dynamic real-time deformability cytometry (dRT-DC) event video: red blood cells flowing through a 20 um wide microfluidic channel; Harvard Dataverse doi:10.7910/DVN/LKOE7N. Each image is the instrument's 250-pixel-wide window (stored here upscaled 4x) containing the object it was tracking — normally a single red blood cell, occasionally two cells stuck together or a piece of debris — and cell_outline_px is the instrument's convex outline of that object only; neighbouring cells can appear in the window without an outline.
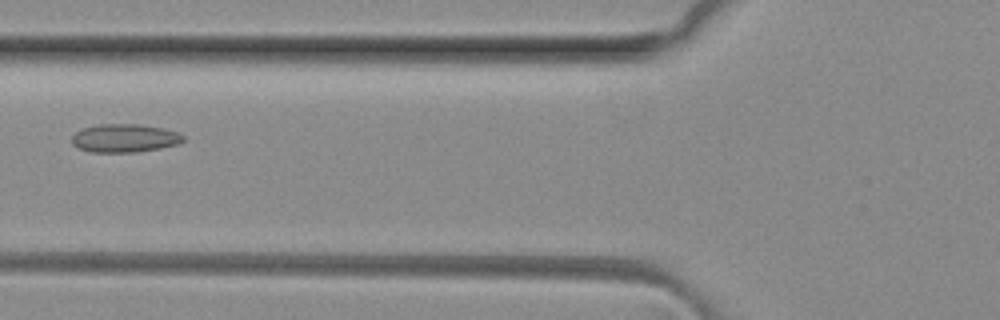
{"species": "common noctule bat (a hibernating species)", "species_latin": "Nyctalus noctula", "temperature_condition": "room temperature", "stored_images_in_passage": 5, "camera_frame_rate_fps": 3000, "um_per_image_px": 0.085, "animal": {"sex": "female", "body_mass_g": 29.2, "forearm_length_mm": 56.3}, "frame": {"image": 1, "passage_image": 3, "time_ms": 0.667, "image_size_px": [1000, 320], "cell_outline_px": [[184, 140], [180, 144], [160, 148], [136, 152], [92, 152], [80, 148], [72, 144], [72, 136], [76, 132], [84, 128], [100, 124], [140, 124], [160, 128], [176, 132], [184, 136]], "centroid_in_image_um": [10.6, 11.75], "position_along_channel_um": 115.2, "area_um2": 18.21}}
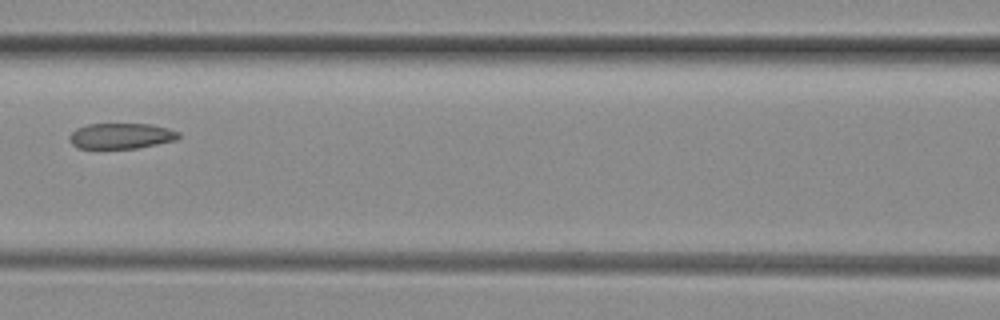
{"frame": {"image": 2, "passage_image": 4, "time_ms": 1.0, "image_size_px": [1000, 320], "cell_outline_px": [[180, 136], [176, 140], [136, 148], [80, 148], [72, 144], [68, 140], [68, 136], [76, 128], [88, 124], [152, 124], [168, 128], [180, 132]], "centroid_in_image_um": [10.29, 11.54], "position_along_channel_um": 156.3, "area_um2": 16.3}}
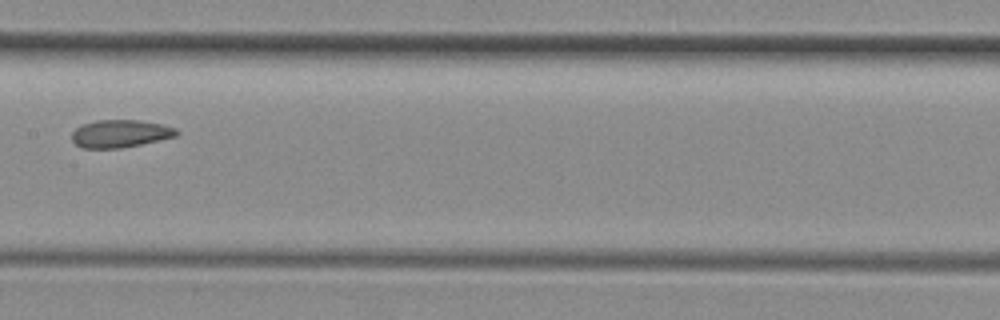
{"frame": {"image": 3, "passage_image": 5, "time_ms": 1.333, "image_size_px": [1000, 320], "cell_outline_px": [[180, 132], [176, 136], [140, 144], [120, 148], [80, 148], [72, 140], [72, 132], [76, 128], [84, 124], [96, 120], [140, 120], [164, 124], [176, 128]], "centroid_in_image_um": [10.23, 11.35], "position_along_channel_um": 197.2, "area_um2": 16.88}}